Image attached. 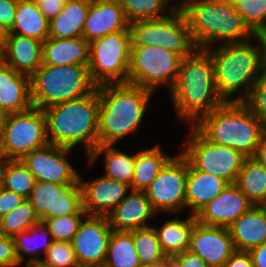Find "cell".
<instances>
[{
    "label": "cell",
    "mask_w": 266,
    "mask_h": 267,
    "mask_svg": "<svg viewBox=\"0 0 266 267\" xmlns=\"http://www.w3.org/2000/svg\"><path fill=\"white\" fill-rule=\"evenodd\" d=\"M169 92L177 119L187 121L188 125H194L203 115L225 102L216 88L213 59L203 48L182 58L176 81Z\"/></svg>",
    "instance_id": "obj_1"
},
{
    "label": "cell",
    "mask_w": 266,
    "mask_h": 267,
    "mask_svg": "<svg viewBox=\"0 0 266 267\" xmlns=\"http://www.w3.org/2000/svg\"><path fill=\"white\" fill-rule=\"evenodd\" d=\"M98 145H115L138 132L155 92L129 83L97 86Z\"/></svg>",
    "instance_id": "obj_2"
},
{
    "label": "cell",
    "mask_w": 266,
    "mask_h": 267,
    "mask_svg": "<svg viewBox=\"0 0 266 267\" xmlns=\"http://www.w3.org/2000/svg\"><path fill=\"white\" fill-rule=\"evenodd\" d=\"M206 50L213 59L218 94L224 101H243L264 71L258 38L218 44Z\"/></svg>",
    "instance_id": "obj_3"
},
{
    "label": "cell",
    "mask_w": 266,
    "mask_h": 267,
    "mask_svg": "<svg viewBox=\"0 0 266 267\" xmlns=\"http://www.w3.org/2000/svg\"><path fill=\"white\" fill-rule=\"evenodd\" d=\"M98 109L97 87L87 96L43 109L49 144L72 149L83 145L88 157L98 146Z\"/></svg>",
    "instance_id": "obj_4"
},
{
    "label": "cell",
    "mask_w": 266,
    "mask_h": 267,
    "mask_svg": "<svg viewBox=\"0 0 266 267\" xmlns=\"http://www.w3.org/2000/svg\"><path fill=\"white\" fill-rule=\"evenodd\" d=\"M207 140L253 157L266 125L242 101H225L193 125Z\"/></svg>",
    "instance_id": "obj_5"
},
{
    "label": "cell",
    "mask_w": 266,
    "mask_h": 267,
    "mask_svg": "<svg viewBox=\"0 0 266 267\" xmlns=\"http://www.w3.org/2000/svg\"><path fill=\"white\" fill-rule=\"evenodd\" d=\"M180 9L199 48L245 42L255 36L231 0H191Z\"/></svg>",
    "instance_id": "obj_6"
},
{
    "label": "cell",
    "mask_w": 266,
    "mask_h": 267,
    "mask_svg": "<svg viewBox=\"0 0 266 267\" xmlns=\"http://www.w3.org/2000/svg\"><path fill=\"white\" fill-rule=\"evenodd\" d=\"M92 82L88 66L42 65L31 76V100L35 107L45 109L53 104L91 94Z\"/></svg>",
    "instance_id": "obj_7"
},
{
    "label": "cell",
    "mask_w": 266,
    "mask_h": 267,
    "mask_svg": "<svg viewBox=\"0 0 266 267\" xmlns=\"http://www.w3.org/2000/svg\"><path fill=\"white\" fill-rule=\"evenodd\" d=\"M128 29L131 47L158 45L182 58L192 55L199 48L180 8L165 18L130 22Z\"/></svg>",
    "instance_id": "obj_8"
},
{
    "label": "cell",
    "mask_w": 266,
    "mask_h": 267,
    "mask_svg": "<svg viewBox=\"0 0 266 267\" xmlns=\"http://www.w3.org/2000/svg\"><path fill=\"white\" fill-rule=\"evenodd\" d=\"M131 42L129 29L90 43L89 74L96 86L128 83Z\"/></svg>",
    "instance_id": "obj_9"
},
{
    "label": "cell",
    "mask_w": 266,
    "mask_h": 267,
    "mask_svg": "<svg viewBox=\"0 0 266 267\" xmlns=\"http://www.w3.org/2000/svg\"><path fill=\"white\" fill-rule=\"evenodd\" d=\"M48 144L46 114L35 106L10 113L0 129V155L4 159H21Z\"/></svg>",
    "instance_id": "obj_10"
},
{
    "label": "cell",
    "mask_w": 266,
    "mask_h": 267,
    "mask_svg": "<svg viewBox=\"0 0 266 267\" xmlns=\"http://www.w3.org/2000/svg\"><path fill=\"white\" fill-rule=\"evenodd\" d=\"M182 57L163 47H131L128 83L156 91L168 85L170 90L177 78Z\"/></svg>",
    "instance_id": "obj_11"
},
{
    "label": "cell",
    "mask_w": 266,
    "mask_h": 267,
    "mask_svg": "<svg viewBox=\"0 0 266 267\" xmlns=\"http://www.w3.org/2000/svg\"><path fill=\"white\" fill-rule=\"evenodd\" d=\"M180 151L197 169L216 175L229 184H235L247 158L232 147L222 146L207 140L193 125Z\"/></svg>",
    "instance_id": "obj_12"
},
{
    "label": "cell",
    "mask_w": 266,
    "mask_h": 267,
    "mask_svg": "<svg viewBox=\"0 0 266 267\" xmlns=\"http://www.w3.org/2000/svg\"><path fill=\"white\" fill-rule=\"evenodd\" d=\"M188 160L180 152L161 169L152 183L144 190L154 210L159 213L177 214L186 209V179Z\"/></svg>",
    "instance_id": "obj_13"
},
{
    "label": "cell",
    "mask_w": 266,
    "mask_h": 267,
    "mask_svg": "<svg viewBox=\"0 0 266 267\" xmlns=\"http://www.w3.org/2000/svg\"><path fill=\"white\" fill-rule=\"evenodd\" d=\"M28 200L40 222L46 219L74 215L83 208L82 188L78 184L59 185L36 181Z\"/></svg>",
    "instance_id": "obj_14"
},
{
    "label": "cell",
    "mask_w": 266,
    "mask_h": 267,
    "mask_svg": "<svg viewBox=\"0 0 266 267\" xmlns=\"http://www.w3.org/2000/svg\"><path fill=\"white\" fill-rule=\"evenodd\" d=\"M72 150V148L48 144L24 155L20 160L34 175L36 181L59 185L78 184L80 174L67 158Z\"/></svg>",
    "instance_id": "obj_15"
},
{
    "label": "cell",
    "mask_w": 266,
    "mask_h": 267,
    "mask_svg": "<svg viewBox=\"0 0 266 267\" xmlns=\"http://www.w3.org/2000/svg\"><path fill=\"white\" fill-rule=\"evenodd\" d=\"M112 231L107 217L83 218L71 241L80 267H103Z\"/></svg>",
    "instance_id": "obj_16"
},
{
    "label": "cell",
    "mask_w": 266,
    "mask_h": 267,
    "mask_svg": "<svg viewBox=\"0 0 266 267\" xmlns=\"http://www.w3.org/2000/svg\"><path fill=\"white\" fill-rule=\"evenodd\" d=\"M190 252L198 255L209 267H223L236 251L229 228L195 222L190 236Z\"/></svg>",
    "instance_id": "obj_17"
},
{
    "label": "cell",
    "mask_w": 266,
    "mask_h": 267,
    "mask_svg": "<svg viewBox=\"0 0 266 267\" xmlns=\"http://www.w3.org/2000/svg\"><path fill=\"white\" fill-rule=\"evenodd\" d=\"M79 182L82 188L83 208L88 216L108 217L131 191L130 185L103 175L88 181L79 176Z\"/></svg>",
    "instance_id": "obj_18"
},
{
    "label": "cell",
    "mask_w": 266,
    "mask_h": 267,
    "mask_svg": "<svg viewBox=\"0 0 266 267\" xmlns=\"http://www.w3.org/2000/svg\"><path fill=\"white\" fill-rule=\"evenodd\" d=\"M252 206L253 204L235 184H229L195 216L201 224L228 228Z\"/></svg>",
    "instance_id": "obj_19"
},
{
    "label": "cell",
    "mask_w": 266,
    "mask_h": 267,
    "mask_svg": "<svg viewBox=\"0 0 266 267\" xmlns=\"http://www.w3.org/2000/svg\"><path fill=\"white\" fill-rule=\"evenodd\" d=\"M129 22L118 0H91L82 37L89 43L128 29Z\"/></svg>",
    "instance_id": "obj_20"
},
{
    "label": "cell",
    "mask_w": 266,
    "mask_h": 267,
    "mask_svg": "<svg viewBox=\"0 0 266 267\" xmlns=\"http://www.w3.org/2000/svg\"><path fill=\"white\" fill-rule=\"evenodd\" d=\"M0 60L16 72L32 76L43 64V41L9 33Z\"/></svg>",
    "instance_id": "obj_21"
},
{
    "label": "cell",
    "mask_w": 266,
    "mask_h": 267,
    "mask_svg": "<svg viewBox=\"0 0 266 267\" xmlns=\"http://www.w3.org/2000/svg\"><path fill=\"white\" fill-rule=\"evenodd\" d=\"M158 213L154 210L144 191L131 190L129 194L108 215L114 231H133L145 228L148 221Z\"/></svg>",
    "instance_id": "obj_22"
},
{
    "label": "cell",
    "mask_w": 266,
    "mask_h": 267,
    "mask_svg": "<svg viewBox=\"0 0 266 267\" xmlns=\"http://www.w3.org/2000/svg\"><path fill=\"white\" fill-rule=\"evenodd\" d=\"M0 105L10 114L30 109L31 77L16 72L0 60Z\"/></svg>",
    "instance_id": "obj_23"
},
{
    "label": "cell",
    "mask_w": 266,
    "mask_h": 267,
    "mask_svg": "<svg viewBox=\"0 0 266 267\" xmlns=\"http://www.w3.org/2000/svg\"><path fill=\"white\" fill-rule=\"evenodd\" d=\"M236 251H245L262 245L266 241V209L253 205L229 227Z\"/></svg>",
    "instance_id": "obj_24"
},
{
    "label": "cell",
    "mask_w": 266,
    "mask_h": 267,
    "mask_svg": "<svg viewBox=\"0 0 266 267\" xmlns=\"http://www.w3.org/2000/svg\"><path fill=\"white\" fill-rule=\"evenodd\" d=\"M229 183L214 174L197 170L188 161L186 179V209L196 215L205 205L219 195Z\"/></svg>",
    "instance_id": "obj_25"
},
{
    "label": "cell",
    "mask_w": 266,
    "mask_h": 267,
    "mask_svg": "<svg viewBox=\"0 0 266 267\" xmlns=\"http://www.w3.org/2000/svg\"><path fill=\"white\" fill-rule=\"evenodd\" d=\"M90 43L83 37L47 38L43 42V64L88 66Z\"/></svg>",
    "instance_id": "obj_26"
},
{
    "label": "cell",
    "mask_w": 266,
    "mask_h": 267,
    "mask_svg": "<svg viewBox=\"0 0 266 267\" xmlns=\"http://www.w3.org/2000/svg\"><path fill=\"white\" fill-rule=\"evenodd\" d=\"M91 0H67L63 10L49 21V37H82Z\"/></svg>",
    "instance_id": "obj_27"
},
{
    "label": "cell",
    "mask_w": 266,
    "mask_h": 267,
    "mask_svg": "<svg viewBox=\"0 0 266 267\" xmlns=\"http://www.w3.org/2000/svg\"><path fill=\"white\" fill-rule=\"evenodd\" d=\"M101 155L105 156V174L102 175L131 186L135 168V152L127 154L115 145H98L87 157L89 166Z\"/></svg>",
    "instance_id": "obj_28"
},
{
    "label": "cell",
    "mask_w": 266,
    "mask_h": 267,
    "mask_svg": "<svg viewBox=\"0 0 266 267\" xmlns=\"http://www.w3.org/2000/svg\"><path fill=\"white\" fill-rule=\"evenodd\" d=\"M197 221L196 216L189 214L181 219H167L161 227H154L159 243L167 257L182 253L189 249L192 228Z\"/></svg>",
    "instance_id": "obj_29"
},
{
    "label": "cell",
    "mask_w": 266,
    "mask_h": 267,
    "mask_svg": "<svg viewBox=\"0 0 266 267\" xmlns=\"http://www.w3.org/2000/svg\"><path fill=\"white\" fill-rule=\"evenodd\" d=\"M9 33L45 41L49 38V20L35 0H18L17 10Z\"/></svg>",
    "instance_id": "obj_30"
},
{
    "label": "cell",
    "mask_w": 266,
    "mask_h": 267,
    "mask_svg": "<svg viewBox=\"0 0 266 267\" xmlns=\"http://www.w3.org/2000/svg\"><path fill=\"white\" fill-rule=\"evenodd\" d=\"M172 157L164 153L159 144L136 152L131 190L144 191Z\"/></svg>",
    "instance_id": "obj_31"
},
{
    "label": "cell",
    "mask_w": 266,
    "mask_h": 267,
    "mask_svg": "<svg viewBox=\"0 0 266 267\" xmlns=\"http://www.w3.org/2000/svg\"><path fill=\"white\" fill-rule=\"evenodd\" d=\"M13 240L15 244L16 255L21 265L25 261L27 263L42 260V257L40 256L42 253L45 256L48 248L53 242L52 235L42 222L26 231L20 232L13 237ZM27 256L28 258L25 260Z\"/></svg>",
    "instance_id": "obj_32"
},
{
    "label": "cell",
    "mask_w": 266,
    "mask_h": 267,
    "mask_svg": "<svg viewBox=\"0 0 266 267\" xmlns=\"http://www.w3.org/2000/svg\"><path fill=\"white\" fill-rule=\"evenodd\" d=\"M235 185L256 206L266 204V168L254 158H246Z\"/></svg>",
    "instance_id": "obj_33"
},
{
    "label": "cell",
    "mask_w": 266,
    "mask_h": 267,
    "mask_svg": "<svg viewBox=\"0 0 266 267\" xmlns=\"http://www.w3.org/2000/svg\"><path fill=\"white\" fill-rule=\"evenodd\" d=\"M136 253L133 231H112L103 267H141Z\"/></svg>",
    "instance_id": "obj_34"
},
{
    "label": "cell",
    "mask_w": 266,
    "mask_h": 267,
    "mask_svg": "<svg viewBox=\"0 0 266 267\" xmlns=\"http://www.w3.org/2000/svg\"><path fill=\"white\" fill-rule=\"evenodd\" d=\"M128 22L160 19L169 16L175 9L172 0H118ZM171 3V4H170ZM170 5V6H169ZM172 6V7H171ZM169 9V10H168Z\"/></svg>",
    "instance_id": "obj_35"
},
{
    "label": "cell",
    "mask_w": 266,
    "mask_h": 267,
    "mask_svg": "<svg viewBox=\"0 0 266 267\" xmlns=\"http://www.w3.org/2000/svg\"><path fill=\"white\" fill-rule=\"evenodd\" d=\"M133 241L142 266L160 265L169 261L153 225L133 230Z\"/></svg>",
    "instance_id": "obj_36"
},
{
    "label": "cell",
    "mask_w": 266,
    "mask_h": 267,
    "mask_svg": "<svg viewBox=\"0 0 266 267\" xmlns=\"http://www.w3.org/2000/svg\"><path fill=\"white\" fill-rule=\"evenodd\" d=\"M36 178L20 159H5L1 187L28 199Z\"/></svg>",
    "instance_id": "obj_37"
},
{
    "label": "cell",
    "mask_w": 266,
    "mask_h": 267,
    "mask_svg": "<svg viewBox=\"0 0 266 267\" xmlns=\"http://www.w3.org/2000/svg\"><path fill=\"white\" fill-rule=\"evenodd\" d=\"M39 223V216L35 213L28 199H25L18 207L0 218L1 233L8 237H14Z\"/></svg>",
    "instance_id": "obj_38"
},
{
    "label": "cell",
    "mask_w": 266,
    "mask_h": 267,
    "mask_svg": "<svg viewBox=\"0 0 266 267\" xmlns=\"http://www.w3.org/2000/svg\"><path fill=\"white\" fill-rule=\"evenodd\" d=\"M86 216L87 212L82 208L77 214L46 219L42 223L48 228L53 241L71 242L83 221L82 218Z\"/></svg>",
    "instance_id": "obj_39"
},
{
    "label": "cell",
    "mask_w": 266,
    "mask_h": 267,
    "mask_svg": "<svg viewBox=\"0 0 266 267\" xmlns=\"http://www.w3.org/2000/svg\"><path fill=\"white\" fill-rule=\"evenodd\" d=\"M231 2L254 34L266 28V0H231Z\"/></svg>",
    "instance_id": "obj_40"
},
{
    "label": "cell",
    "mask_w": 266,
    "mask_h": 267,
    "mask_svg": "<svg viewBox=\"0 0 266 267\" xmlns=\"http://www.w3.org/2000/svg\"><path fill=\"white\" fill-rule=\"evenodd\" d=\"M42 261L52 267H80L69 241H53Z\"/></svg>",
    "instance_id": "obj_41"
},
{
    "label": "cell",
    "mask_w": 266,
    "mask_h": 267,
    "mask_svg": "<svg viewBox=\"0 0 266 267\" xmlns=\"http://www.w3.org/2000/svg\"><path fill=\"white\" fill-rule=\"evenodd\" d=\"M242 102L266 125V69Z\"/></svg>",
    "instance_id": "obj_42"
},
{
    "label": "cell",
    "mask_w": 266,
    "mask_h": 267,
    "mask_svg": "<svg viewBox=\"0 0 266 267\" xmlns=\"http://www.w3.org/2000/svg\"><path fill=\"white\" fill-rule=\"evenodd\" d=\"M19 267L13 237H0V267Z\"/></svg>",
    "instance_id": "obj_43"
},
{
    "label": "cell",
    "mask_w": 266,
    "mask_h": 267,
    "mask_svg": "<svg viewBox=\"0 0 266 267\" xmlns=\"http://www.w3.org/2000/svg\"><path fill=\"white\" fill-rule=\"evenodd\" d=\"M26 198L0 186V218L18 207Z\"/></svg>",
    "instance_id": "obj_44"
},
{
    "label": "cell",
    "mask_w": 266,
    "mask_h": 267,
    "mask_svg": "<svg viewBox=\"0 0 266 267\" xmlns=\"http://www.w3.org/2000/svg\"><path fill=\"white\" fill-rule=\"evenodd\" d=\"M174 267H209L198 255L186 250L169 257Z\"/></svg>",
    "instance_id": "obj_45"
},
{
    "label": "cell",
    "mask_w": 266,
    "mask_h": 267,
    "mask_svg": "<svg viewBox=\"0 0 266 267\" xmlns=\"http://www.w3.org/2000/svg\"><path fill=\"white\" fill-rule=\"evenodd\" d=\"M18 0H0V21L10 30L13 26Z\"/></svg>",
    "instance_id": "obj_46"
},
{
    "label": "cell",
    "mask_w": 266,
    "mask_h": 267,
    "mask_svg": "<svg viewBox=\"0 0 266 267\" xmlns=\"http://www.w3.org/2000/svg\"><path fill=\"white\" fill-rule=\"evenodd\" d=\"M43 15L50 21L58 15L65 6L67 0H35Z\"/></svg>",
    "instance_id": "obj_47"
},
{
    "label": "cell",
    "mask_w": 266,
    "mask_h": 267,
    "mask_svg": "<svg viewBox=\"0 0 266 267\" xmlns=\"http://www.w3.org/2000/svg\"><path fill=\"white\" fill-rule=\"evenodd\" d=\"M223 267H253V264L248 252L235 251Z\"/></svg>",
    "instance_id": "obj_48"
},
{
    "label": "cell",
    "mask_w": 266,
    "mask_h": 267,
    "mask_svg": "<svg viewBox=\"0 0 266 267\" xmlns=\"http://www.w3.org/2000/svg\"><path fill=\"white\" fill-rule=\"evenodd\" d=\"M251 259L253 267H266V241L248 251Z\"/></svg>",
    "instance_id": "obj_49"
},
{
    "label": "cell",
    "mask_w": 266,
    "mask_h": 267,
    "mask_svg": "<svg viewBox=\"0 0 266 267\" xmlns=\"http://www.w3.org/2000/svg\"><path fill=\"white\" fill-rule=\"evenodd\" d=\"M252 158L266 168V133L261 138V141Z\"/></svg>",
    "instance_id": "obj_50"
},
{
    "label": "cell",
    "mask_w": 266,
    "mask_h": 267,
    "mask_svg": "<svg viewBox=\"0 0 266 267\" xmlns=\"http://www.w3.org/2000/svg\"><path fill=\"white\" fill-rule=\"evenodd\" d=\"M255 36L258 38L260 45H261V51H262V62L264 69H266V28H263L259 30Z\"/></svg>",
    "instance_id": "obj_51"
},
{
    "label": "cell",
    "mask_w": 266,
    "mask_h": 267,
    "mask_svg": "<svg viewBox=\"0 0 266 267\" xmlns=\"http://www.w3.org/2000/svg\"><path fill=\"white\" fill-rule=\"evenodd\" d=\"M8 36H9V30L0 21V49L4 46Z\"/></svg>",
    "instance_id": "obj_52"
},
{
    "label": "cell",
    "mask_w": 266,
    "mask_h": 267,
    "mask_svg": "<svg viewBox=\"0 0 266 267\" xmlns=\"http://www.w3.org/2000/svg\"><path fill=\"white\" fill-rule=\"evenodd\" d=\"M9 113L0 105V129L7 122Z\"/></svg>",
    "instance_id": "obj_53"
},
{
    "label": "cell",
    "mask_w": 266,
    "mask_h": 267,
    "mask_svg": "<svg viewBox=\"0 0 266 267\" xmlns=\"http://www.w3.org/2000/svg\"><path fill=\"white\" fill-rule=\"evenodd\" d=\"M25 267H52L45 264L42 260L40 261H32L25 263Z\"/></svg>",
    "instance_id": "obj_54"
},
{
    "label": "cell",
    "mask_w": 266,
    "mask_h": 267,
    "mask_svg": "<svg viewBox=\"0 0 266 267\" xmlns=\"http://www.w3.org/2000/svg\"><path fill=\"white\" fill-rule=\"evenodd\" d=\"M4 162H5V159L0 155V186H1L2 170H3Z\"/></svg>",
    "instance_id": "obj_55"
},
{
    "label": "cell",
    "mask_w": 266,
    "mask_h": 267,
    "mask_svg": "<svg viewBox=\"0 0 266 267\" xmlns=\"http://www.w3.org/2000/svg\"><path fill=\"white\" fill-rule=\"evenodd\" d=\"M189 1H191V0H182L181 2H178L180 4L176 3V6H177V8H181L186 2H189Z\"/></svg>",
    "instance_id": "obj_56"
},
{
    "label": "cell",
    "mask_w": 266,
    "mask_h": 267,
    "mask_svg": "<svg viewBox=\"0 0 266 267\" xmlns=\"http://www.w3.org/2000/svg\"><path fill=\"white\" fill-rule=\"evenodd\" d=\"M163 267H174L169 261L163 264Z\"/></svg>",
    "instance_id": "obj_57"
},
{
    "label": "cell",
    "mask_w": 266,
    "mask_h": 267,
    "mask_svg": "<svg viewBox=\"0 0 266 267\" xmlns=\"http://www.w3.org/2000/svg\"><path fill=\"white\" fill-rule=\"evenodd\" d=\"M141 267H163V264H160V265H154V266H141Z\"/></svg>",
    "instance_id": "obj_58"
}]
</instances>
